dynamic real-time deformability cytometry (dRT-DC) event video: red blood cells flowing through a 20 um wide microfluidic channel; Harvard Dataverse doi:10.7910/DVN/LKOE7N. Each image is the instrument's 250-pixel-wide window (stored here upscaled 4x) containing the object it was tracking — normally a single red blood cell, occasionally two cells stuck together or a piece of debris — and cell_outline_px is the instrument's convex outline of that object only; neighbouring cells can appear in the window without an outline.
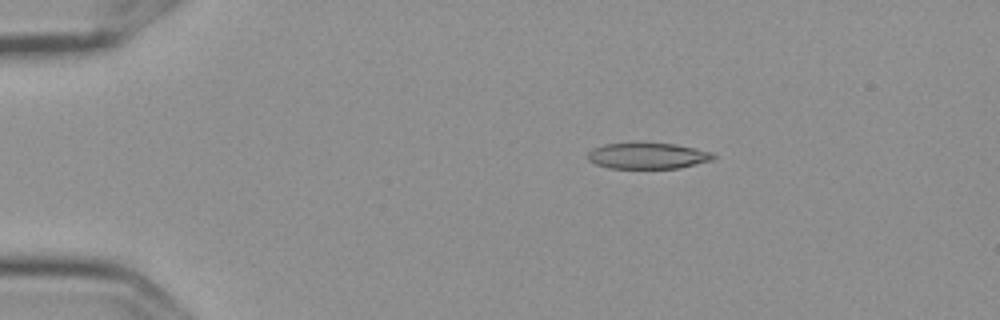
{"species": "Egyptian fruit bat (a non-hibernating species)", "species_latin": "Rousettus aegyptiacus", "temperature_condition": "cold", "stored_images_in_passage": 5, "segment_of_instrument_passage": [1, 2], "camera_frame_rate_fps": 3000, "um_per_image_px": 0.085, "frame": {"image": 1, "passage_image": 2, "time_ms": 0.333, "image_size_px": [1000, 320], "cell_outline_px": [[716, 160], [680, 168], [608, 168], [596, 164], [588, 160], [588, 152], [592, 148], [604, 144], [636, 140], [676, 144], [712, 152], [716, 156]], "centroid_in_image_um": [55.06, 13.2], "position_along_channel_um": 29.9, "area_um2": 20.0}}